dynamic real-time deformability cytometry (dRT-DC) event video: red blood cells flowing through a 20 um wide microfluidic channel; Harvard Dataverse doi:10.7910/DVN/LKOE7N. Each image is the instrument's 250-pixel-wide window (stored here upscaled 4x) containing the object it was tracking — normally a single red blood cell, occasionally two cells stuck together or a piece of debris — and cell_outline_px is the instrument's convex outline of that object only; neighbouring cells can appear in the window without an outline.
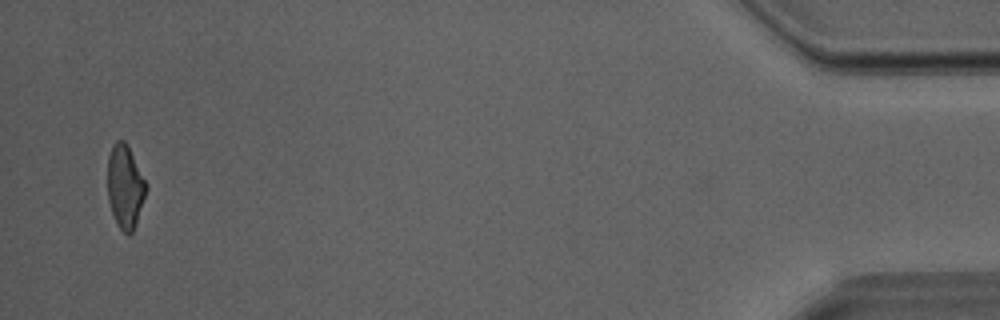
{"species": "Egyptian fruit bat (a non-hibernating species)", "species_latin": "Rousettus aegyptiacus", "temperature_condition": "room temperature", "stored_images_in_passage": 35, "camera_frame_rate_fps": 3000, "um_per_image_px": 0.085, "animal": {"sex": "male"}, "frame": {"image": 1, "passage_image": 34, "time_ms": 11.0, "image_size_px": [1000, 320], "cell_outline_px": [[148, 188], [136, 224], [132, 232], [128, 236], [116, 224], [108, 200], [108, 156], [112, 144], [116, 140], [124, 140], [128, 144]], "centroid_in_image_um": [10.63, 15.85], "position_along_channel_um": 424.6, "area_um2": 18.79}}